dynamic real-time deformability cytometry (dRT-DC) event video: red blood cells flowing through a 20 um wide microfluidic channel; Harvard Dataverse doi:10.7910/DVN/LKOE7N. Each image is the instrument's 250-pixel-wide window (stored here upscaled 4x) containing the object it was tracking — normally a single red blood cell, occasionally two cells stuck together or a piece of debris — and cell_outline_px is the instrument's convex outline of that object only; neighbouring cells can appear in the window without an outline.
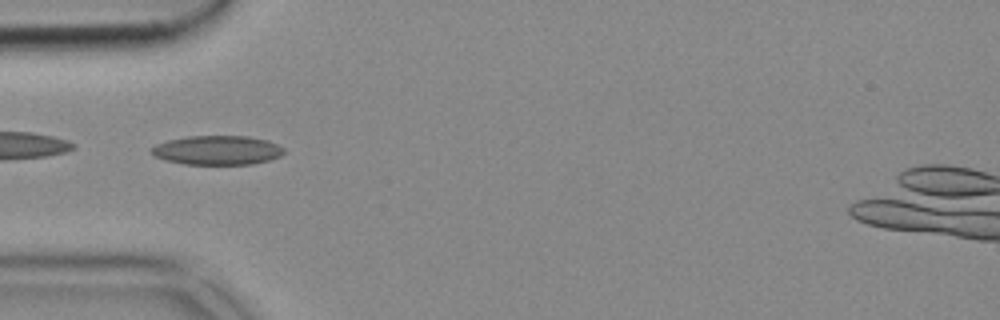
{"species": "common noctule bat (a hibernating species)", "species_latin": "Nyctalus noctula", "temperature_condition": "cold", "stored_images_in_passage": 37, "camera_frame_rate_fps": 3000, "um_per_image_px": 0.085, "animal": {"sex": "female", "body_mass_g": 18.4}, "frame": {"image": 1, "passage_image": 1, "time_ms": 0.0, "image_size_px": [1000, 320], "cell_outline_px": [[284, 152], [280, 156], [268, 160], [252, 164], [184, 164], [164, 160], [148, 152], [148, 148], [156, 144], [168, 140], [188, 136], [248, 136], [268, 140], [284, 148]], "centroid_in_image_um": [18.42, 12.76], "position_along_channel_um": 66.6, "area_um2": 22.66}}
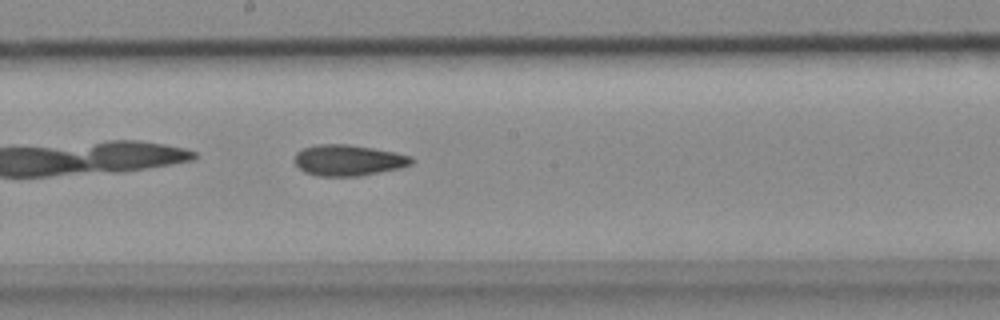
{"frame": {"image": 2, "passage_image": 13, "time_ms": 4.0, "image_size_px": [1000, 320], "cell_outline_px": [[416, 160], [412, 164], [400, 168], [360, 176], [316, 176], [304, 172], [296, 164], [296, 152], [304, 148], [316, 144], [348, 144], [396, 152], [412, 156]], "centroid_in_image_um": [29.65, 13.62], "position_along_channel_um": 218.6, "area_um2": 21.21}}
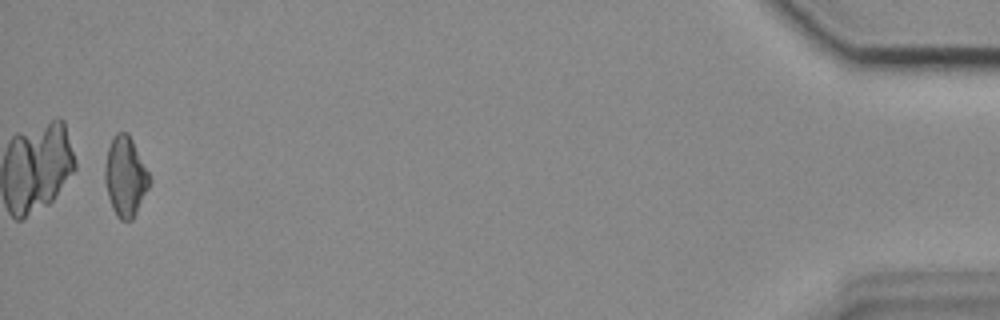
{"frame": {"image": 3, "passage_image": 36, "time_ms": 11.667, "image_size_px": [1000, 320], "cell_outline_px": [[152, 180], [132, 220], [120, 220], [116, 216], [112, 208], [108, 196], [104, 180], [104, 168], [108, 148], [116, 132], [128, 132]], "centroid_in_image_um": [10.64, 15.02], "position_along_channel_um": 424.6, "area_um2": 20.52}}